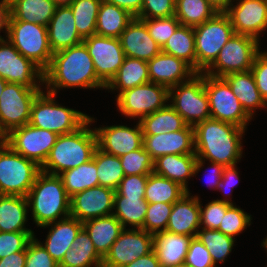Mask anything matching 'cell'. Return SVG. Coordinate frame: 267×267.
<instances>
[{
	"mask_svg": "<svg viewBox=\"0 0 267 267\" xmlns=\"http://www.w3.org/2000/svg\"><path fill=\"white\" fill-rule=\"evenodd\" d=\"M204 162L196 154H168L154 160L153 172L178 183L187 191V180L201 170Z\"/></svg>",
	"mask_w": 267,
	"mask_h": 267,
	"instance_id": "cb8c5ba5",
	"label": "cell"
},
{
	"mask_svg": "<svg viewBox=\"0 0 267 267\" xmlns=\"http://www.w3.org/2000/svg\"><path fill=\"white\" fill-rule=\"evenodd\" d=\"M244 133V128L212 118L199 122L194 126L196 157L224 166L236 165L242 157Z\"/></svg>",
	"mask_w": 267,
	"mask_h": 267,
	"instance_id": "7a4b0ae2",
	"label": "cell"
},
{
	"mask_svg": "<svg viewBox=\"0 0 267 267\" xmlns=\"http://www.w3.org/2000/svg\"><path fill=\"white\" fill-rule=\"evenodd\" d=\"M153 250V234L143 229H124L103 259L102 267H123Z\"/></svg>",
	"mask_w": 267,
	"mask_h": 267,
	"instance_id": "2e32d148",
	"label": "cell"
},
{
	"mask_svg": "<svg viewBox=\"0 0 267 267\" xmlns=\"http://www.w3.org/2000/svg\"><path fill=\"white\" fill-rule=\"evenodd\" d=\"M148 203L144 197H123L115 192L113 215L120 221L124 229L127 224L132 229H142Z\"/></svg>",
	"mask_w": 267,
	"mask_h": 267,
	"instance_id": "d590c367",
	"label": "cell"
},
{
	"mask_svg": "<svg viewBox=\"0 0 267 267\" xmlns=\"http://www.w3.org/2000/svg\"><path fill=\"white\" fill-rule=\"evenodd\" d=\"M257 39L234 34L221 48L215 61L203 72L223 78L226 75L251 70L256 55L260 52Z\"/></svg>",
	"mask_w": 267,
	"mask_h": 267,
	"instance_id": "30bf717a",
	"label": "cell"
},
{
	"mask_svg": "<svg viewBox=\"0 0 267 267\" xmlns=\"http://www.w3.org/2000/svg\"><path fill=\"white\" fill-rule=\"evenodd\" d=\"M55 96L48 92L44 93L43 90L36 96L31 106L29 124L58 135L76 131L89 116L57 104Z\"/></svg>",
	"mask_w": 267,
	"mask_h": 267,
	"instance_id": "5b68a950",
	"label": "cell"
},
{
	"mask_svg": "<svg viewBox=\"0 0 267 267\" xmlns=\"http://www.w3.org/2000/svg\"><path fill=\"white\" fill-rule=\"evenodd\" d=\"M6 38L25 58L30 59L43 72L49 67L53 52L48 30L44 25L19 20H8Z\"/></svg>",
	"mask_w": 267,
	"mask_h": 267,
	"instance_id": "8992f818",
	"label": "cell"
},
{
	"mask_svg": "<svg viewBox=\"0 0 267 267\" xmlns=\"http://www.w3.org/2000/svg\"><path fill=\"white\" fill-rule=\"evenodd\" d=\"M184 263L190 267H218L215 266L208 249L197 237L191 239Z\"/></svg>",
	"mask_w": 267,
	"mask_h": 267,
	"instance_id": "db71d44e",
	"label": "cell"
},
{
	"mask_svg": "<svg viewBox=\"0 0 267 267\" xmlns=\"http://www.w3.org/2000/svg\"><path fill=\"white\" fill-rule=\"evenodd\" d=\"M57 6H70L74 0H52Z\"/></svg>",
	"mask_w": 267,
	"mask_h": 267,
	"instance_id": "003e7915",
	"label": "cell"
},
{
	"mask_svg": "<svg viewBox=\"0 0 267 267\" xmlns=\"http://www.w3.org/2000/svg\"><path fill=\"white\" fill-rule=\"evenodd\" d=\"M251 215H248L244 210L231 204L220 223L217 230L223 234L234 238L239 233L243 232L247 226L251 225Z\"/></svg>",
	"mask_w": 267,
	"mask_h": 267,
	"instance_id": "7dc6e473",
	"label": "cell"
},
{
	"mask_svg": "<svg viewBox=\"0 0 267 267\" xmlns=\"http://www.w3.org/2000/svg\"><path fill=\"white\" fill-rule=\"evenodd\" d=\"M210 4L218 11L225 12L234 0H208Z\"/></svg>",
	"mask_w": 267,
	"mask_h": 267,
	"instance_id": "e7e4bbea",
	"label": "cell"
},
{
	"mask_svg": "<svg viewBox=\"0 0 267 267\" xmlns=\"http://www.w3.org/2000/svg\"><path fill=\"white\" fill-rule=\"evenodd\" d=\"M104 1L114 4L128 11L134 17H137L140 14L143 2V0H104Z\"/></svg>",
	"mask_w": 267,
	"mask_h": 267,
	"instance_id": "680465c9",
	"label": "cell"
},
{
	"mask_svg": "<svg viewBox=\"0 0 267 267\" xmlns=\"http://www.w3.org/2000/svg\"><path fill=\"white\" fill-rule=\"evenodd\" d=\"M93 159L97 167L99 185L116 190L125 177L120 157L106 153L96 148Z\"/></svg>",
	"mask_w": 267,
	"mask_h": 267,
	"instance_id": "b9f144b4",
	"label": "cell"
},
{
	"mask_svg": "<svg viewBox=\"0 0 267 267\" xmlns=\"http://www.w3.org/2000/svg\"><path fill=\"white\" fill-rule=\"evenodd\" d=\"M97 148L121 157L143 146V132L140 122L134 128L113 125L95 128Z\"/></svg>",
	"mask_w": 267,
	"mask_h": 267,
	"instance_id": "ffe728a7",
	"label": "cell"
},
{
	"mask_svg": "<svg viewBox=\"0 0 267 267\" xmlns=\"http://www.w3.org/2000/svg\"><path fill=\"white\" fill-rule=\"evenodd\" d=\"M102 0H74L72 10L77 32L82 39L95 34L99 6Z\"/></svg>",
	"mask_w": 267,
	"mask_h": 267,
	"instance_id": "7bdbcfd3",
	"label": "cell"
},
{
	"mask_svg": "<svg viewBox=\"0 0 267 267\" xmlns=\"http://www.w3.org/2000/svg\"><path fill=\"white\" fill-rule=\"evenodd\" d=\"M204 86L211 118L246 129L253 117L244 110L229 84L223 78L204 74Z\"/></svg>",
	"mask_w": 267,
	"mask_h": 267,
	"instance_id": "8fae6325",
	"label": "cell"
},
{
	"mask_svg": "<svg viewBox=\"0 0 267 267\" xmlns=\"http://www.w3.org/2000/svg\"><path fill=\"white\" fill-rule=\"evenodd\" d=\"M19 0H5L4 3L8 6V8L10 9L16 2H18Z\"/></svg>",
	"mask_w": 267,
	"mask_h": 267,
	"instance_id": "89a4df30",
	"label": "cell"
},
{
	"mask_svg": "<svg viewBox=\"0 0 267 267\" xmlns=\"http://www.w3.org/2000/svg\"><path fill=\"white\" fill-rule=\"evenodd\" d=\"M123 267H161V265L156 252L153 250L149 254L139 257Z\"/></svg>",
	"mask_w": 267,
	"mask_h": 267,
	"instance_id": "94428289",
	"label": "cell"
},
{
	"mask_svg": "<svg viewBox=\"0 0 267 267\" xmlns=\"http://www.w3.org/2000/svg\"><path fill=\"white\" fill-rule=\"evenodd\" d=\"M83 43L92 57L97 77L107 85L125 59L119 38L94 34L83 39Z\"/></svg>",
	"mask_w": 267,
	"mask_h": 267,
	"instance_id": "e0dca14e",
	"label": "cell"
},
{
	"mask_svg": "<svg viewBox=\"0 0 267 267\" xmlns=\"http://www.w3.org/2000/svg\"><path fill=\"white\" fill-rule=\"evenodd\" d=\"M26 198L39 227L70 216V197L59 175L40 171Z\"/></svg>",
	"mask_w": 267,
	"mask_h": 267,
	"instance_id": "277c9868",
	"label": "cell"
},
{
	"mask_svg": "<svg viewBox=\"0 0 267 267\" xmlns=\"http://www.w3.org/2000/svg\"><path fill=\"white\" fill-rule=\"evenodd\" d=\"M172 208L173 204L164 202L148 203L142 229L153 235L166 231Z\"/></svg>",
	"mask_w": 267,
	"mask_h": 267,
	"instance_id": "bcb514c9",
	"label": "cell"
},
{
	"mask_svg": "<svg viewBox=\"0 0 267 267\" xmlns=\"http://www.w3.org/2000/svg\"><path fill=\"white\" fill-rule=\"evenodd\" d=\"M211 166L210 168H212V174L209 173L208 175H210V177H208L207 179V183H208V186L210 188H213L214 190L216 189L217 187V184L220 182L221 180V177L223 175V170H224V165L222 164H219V163H214V162H211Z\"/></svg>",
	"mask_w": 267,
	"mask_h": 267,
	"instance_id": "6125c7cd",
	"label": "cell"
},
{
	"mask_svg": "<svg viewBox=\"0 0 267 267\" xmlns=\"http://www.w3.org/2000/svg\"><path fill=\"white\" fill-rule=\"evenodd\" d=\"M189 189L173 204L166 231L196 237L200 230V200L190 196Z\"/></svg>",
	"mask_w": 267,
	"mask_h": 267,
	"instance_id": "d4e9b609",
	"label": "cell"
},
{
	"mask_svg": "<svg viewBox=\"0 0 267 267\" xmlns=\"http://www.w3.org/2000/svg\"><path fill=\"white\" fill-rule=\"evenodd\" d=\"M91 122L95 121L89 116L88 120L76 131L59 135L41 171L60 175L64 171L91 160L97 148L95 130L89 129Z\"/></svg>",
	"mask_w": 267,
	"mask_h": 267,
	"instance_id": "3957f363",
	"label": "cell"
},
{
	"mask_svg": "<svg viewBox=\"0 0 267 267\" xmlns=\"http://www.w3.org/2000/svg\"><path fill=\"white\" fill-rule=\"evenodd\" d=\"M143 146L153 160L168 154H195L194 127L158 135H143Z\"/></svg>",
	"mask_w": 267,
	"mask_h": 267,
	"instance_id": "44dd1931",
	"label": "cell"
},
{
	"mask_svg": "<svg viewBox=\"0 0 267 267\" xmlns=\"http://www.w3.org/2000/svg\"><path fill=\"white\" fill-rule=\"evenodd\" d=\"M57 5L52 0H19L9 9L8 20L48 26Z\"/></svg>",
	"mask_w": 267,
	"mask_h": 267,
	"instance_id": "e575fe53",
	"label": "cell"
},
{
	"mask_svg": "<svg viewBox=\"0 0 267 267\" xmlns=\"http://www.w3.org/2000/svg\"><path fill=\"white\" fill-rule=\"evenodd\" d=\"M238 181H239V176L236 169V165L225 166L223 170V175L221 177L220 182L217 184L216 189L224 192L225 195V189L226 188L229 190L232 189L233 187H235Z\"/></svg>",
	"mask_w": 267,
	"mask_h": 267,
	"instance_id": "6f0895ef",
	"label": "cell"
},
{
	"mask_svg": "<svg viewBox=\"0 0 267 267\" xmlns=\"http://www.w3.org/2000/svg\"><path fill=\"white\" fill-rule=\"evenodd\" d=\"M196 50V72L203 73L217 58L221 48L235 34L225 12H217L211 19L193 28Z\"/></svg>",
	"mask_w": 267,
	"mask_h": 267,
	"instance_id": "52a82bcc",
	"label": "cell"
},
{
	"mask_svg": "<svg viewBox=\"0 0 267 267\" xmlns=\"http://www.w3.org/2000/svg\"><path fill=\"white\" fill-rule=\"evenodd\" d=\"M172 267H190V266H188V265H186L185 263H183V264L176 265V266H172Z\"/></svg>",
	"mask_w": 267,
	"mask_h": 267,
	"instance_id": "8c879c8a",
	"label": "cell"
},
{
	"mask_svg": "<svg viewBox=\"0 0 267 267\" xmlns=\"http://www.w3.org/2000/svg\"><path fill=\"white\" fill-rule=\"evenodd\" d=\"M59 176L69 197L99 185L97 167L93 157L76 168L62 172Z\"/></svg>",
	"mask_w": 267,
	"mask_h": 267,
	"instance_id": "ab89813d",
	"label": "cell"
},
{
	"mask_svg": "<svg viewBox=\"0 0 267 267\" xmlns=\"http://www.w3.org/2000/svg\"><path fill=\"white\" fill-rule=\"evenodd\" d=\"M6 143H7V134L0 125V146L5 145Z\"/></svg>",
	"mask_w": 267,
	"mask_h": 267,
	"instance_id": "03108f58",
	"label": "cell"
},
{
	"mask_svg": "<svg viewBox=\"0 0 267 267\" xmlns=\"http://www.w3.org/2000/svg\"><path fill=\"white\" fill-rule=\"evenodd\" d=\"M71 246L58 264L59 267H102L103 258L97 253L84 228L80 230Z\"/></svg>",
	"mask_w": 267,
	"mask_h": 267,
	"instance_id": "1f68e13d",
	"label": "cell"
},
{
	"mask_svg": "<svg viewBox=\"0 0 267 267\" xmlns=\"http://www.w3.org/2000/svg\"><path fill=\"white\" fill-rule=\"evenodd\" d=\"M143 135H158L183 129L187 124L170 105L144 116L140 121Z\"/></svg>",
	"mask_w": 267,
	"mask_h": 267,
	"instance_id": "8d00e7d4",
	"label": "cell"
},
{
	"mask_svg": "<svg viewBox=\"0 0 267 267\" xmlns=\"http://www.w3.org/2000/svg\"><path fill=\"white\" fill-rule=\"evenodd\" d=\"M25 267H59L35 236L26 247Z\"/></svg>",
	"mask_w": 267,
	"mask_h": 267,
	"instance_id": "816d5d0a",
	"label": "cell"
},
{
	"mask_svg": "<svg viewBox=\"0 0 267 267\" xmlns=\"http://www.w3.org/2000/svg\"><path fill=\"white\" fill-rule=\"evenodd\" d=\"M58 136V134L49 130L26 124L11 130L7 134L6 144L16 153L42 167Z\"/></svg>",
	"mask_w": 267,
	"mask_h": 267,
	"instance_id": "5bb4252c",
	"label": "cell"
},
{
	"mask_svg": "<svg viewBox=\"0 0 267 267\" xmlns=\"http://www.w3.org/2000/svg\"><path fill=\"white\" fill-rule=\"evenodd\" d=\"M150 36L162 48L167 40L172 36L181 23L176 19L175 15L163 18L141 19Z\"/></svg>",
	"mask_w": 267,
	"mask_h": 267,
	"instance_id": "c3c4849f",
	"label": "cell"
},
{
	"mask_svg": "<svg viewBox=\"0 0 267 267\" xmlns=\"http://www.w3.org/2000/svg\"><path fill=\"white\" fill-rule=\"evenodd\" d=\"M176 0H143L138 19L163 18L175 15Z\"/></svg>",
	"mask_w": 267,
	"mask_h": 267,
	"instance_id": "f5cc1de1",
	"label": "cell"
},
{
	"mask_svg": "<svg viewBox=\"0 0 267 267\" xmlns=\"http://www.w3.org/2000/svg\"><path fill=\"white\" fill-rule=\"evenodd\" d=\"M233 204L229 199L212 200L202 208L200 204V225L205 229H218L227 208Z\"/></svg>",
	"mask_w": 267,
	"mask_h": 267,
	"instance_id": "681fc988",
	"label": "cell"
},
{
	"mask_svg": "<svg viewBox=\"0 0 267 267\" xmlns=\"http://www.w3.org/2000/svg\"><path fill=\"white\" fill-rule=\"evenodd\" d=\"M147 63L150 82L163 85L168 89L187 82L197 74L184 60L162 51Z\"/></svg>",
	"mask_w": 267,
	"mask_h": 267,
	"instance_id": "7402d4cb",
	"label": "cell"
},
{
	"mask_svg": "<svg viewBox=\"0 0 267 267\" xmlns=\"http://www.w3.org/2000/svg\"><path fill=\"white\" fill-rule=\"evenodd\" d=\"M170 105L182 116L187 125L210 119L209 98L204 86V73L195 74L187 82L169 89Z\"/></svg>",
	"mask_w": 267,
	"mask_h": 267,
	"instance_id": "9c48e42d",
	"label": "cell"
},
{
	"mask_svg": "<svg viewBox=\"0 0 267 267\" xmlns=\"http://www.w3.org/2000/svg\"><path fill=\"white\" fill-rule=\"evenodd\" d=\"M51 226L45 243H41L50 256L59 264L64 254L72 247L83 223L71 216L41 227Z\"/></svg>",
	"mask_w": 267,
	"mask_h": 267,
	"instance_id": "4316f807",
	"label": "cell"
},
{
	"mask_svg": "<svg viewBox=\"0 0 267 267\" xmlns=\"http://www.w3.org/2000/svg\"><path fill=\"white\" fill-rule=\"evenodd\" d=\"M169 101V89L163 85L148 82L125 90L117 95L119 111L126 117L139 118L164 108Z\"/></svg>",
	"mask_w": 267,
	"mask_h": 267,
	"instance_id": "7c38bea8",
	"label": "cell"
},
{
	"mask_svg": "<svg viewBox=\"0 0 267 267\" xmlns=\"http://www.w3.org/2000/svg\"><path fill=\"white\" fill-rule=\"evenodd\" d=\"M148 175H128L119 183L115 192L123 197H145Z\"/></svg>",
	"mask_w": 267,
	"mask_h": 267,
	"instance_id": "11a10c76",
	"label": "cell"
},
{
	"mask_svg": "<svg viewBox=\"0 0 267 267\" xmlns=\"http://www.w3.org/2000/svg\"><path fill=\"white\" fill-rule=\"evenodd\" d=\"M83 228L88 233L97 253L103 259L124 230L120 221L113 214L85 221Z\"/></svg>",
	"mask_w": 267,
	"mask_h": 267,
	"instance_id": "f1b7e54d",
	"label": "cell"
},
{
	"mask_svg": "<svg viewBox=\"0 0 267 267\" xmlns=\"http://www.w3.org/2000/svg\"><path fill=\"white\" fill-rule=\"evenodd\" d=\"M6 84H7V81L4 80V79L0 76V97H1L2 91H3V89L5 88Z\"/></svg>",
	"mask_w": 267,
	"mask_h": 267,
	"instance_id": "a7ac6f4b",
	"label": "cell"
},
{
	"mask_svg": "<svg viewBox=\"0 0 267 267\" xmlns=\"http://www.w3.org/2000/svg\"><path fill=\"white\" fill-rule=\"evenodd\" d=\"M162 52L184 60L196 71V50L193 27L180 25L162 47Z\"/></svg>",
	"mask_w": 267,
	"mask_h": 267,
	"instance_id": "74e56055",
	"label": "cell"
},
{
	"mask_svg": "<svg viewBox=\"0 0 267 267\" xmlns=\"http://www.w3.org/2000/svg\"><path fill=\"white\" fill-rule=\"evenodd\" d=\"M47 30L53 53L83 42L77 32L74 15L69 6H57L52 19L48 23Z\"/></svg>",
	"mask_w": 267,
	"mask_h": 267,
	"instance_id": "484cf974",
	"label": "cell"
},
{
	"mask_svg": "<svg viewBox=\"0 0 267 267\" xmlns=\"http://www.w3.org/2000/svg\"><path fill=\"white\" fill-rule=\"evenodd\" d=\"M8 17H9V8L1 0L0 1V31H2V29H5V32H7ZM1 39H4V38H2V36H0V40Z\"/></svg>",
	"mask_w": 267,
	"mask_h": 267,
	"instance_id": "be15d7a7",
	"label": "cell"
},
{
	"mask_svg": "<svg viewBox=\"0 0 267 267\" xmlns=\"http://www.w3.org/2000/svg\"><path fill=\"white\" fill-rule=\"evenodd\" d=\"M115 190L95 186L70 197V216L85 222L113 213Z\"/></svg>",
	"mask_w": 267,
	"mask_h": 267,
	"instance_id": "ac0fdd59",
	"label": "cell"
},
{
	"mask_svg": "<svg viewBox=\"0 0 267 267\" xmlns=\"http://www.w3.org/2000/svg\"><path fill=\"white\" fill-rule=\"evenodd\" d=\"M40 171L41 167L34 161L7 144L0 146V195L26 197Z\"/></svg>",
	"mask_w": 267,
	"mask_h": 267,
	"instance_id": "ba28073f",
	"label": "cell"
},
{
	"mask_svg": "<svg viewBox=\"0 0 267 267\" xmlns=\"http://www.w3.org/2000/svg\"><path fill=\"white\" fill-rule=\"evenodd\" d=\"M256 86L261 97L267 103V52H259L251 67Z\"/></svg>",
	"mask_w": 267,
	"mask_h": 267,
	"instance_id": "9f6ffc18",
	"label": "cell"
},
{
	"mask_svg": "<svg viewBox=\"0 0 267 267\" xmlns=\"http://www.w3.org/2000/svg\"><path fill=\"white\" fill-rule=\"evenodd\" d=\"M218 11L208 0H176L175 17L189 27H196L211 19Z\"/></svg>",
	"mask_w": 267,
	"mask_h": 267,
	"instance_id": "60d3db41",
	"label": "cell"
},
{
	"mask_svg": "<svg viewBox=\"0 0 267 267\" xmlns=\"http://www.w3.org/2000/svg\"><path fill=\"white\" fill-rule=\"evenodd\" d=\"M223 79L229 84L244 110L252 117L256 109L267 107L257 89L251 70L226 75Z\"/></svg>",
	"mask_w": 267,
	"mask_h": 267,
	"instance_id": "f546056e",
	"label": "cell"
},
{
	"mask_svg": "<svg viewBox=\"0 0 267 267\" xmlns=\"http://www.w3.org/2000/svg\"><path fill=\"white\" fill-rule=\"evenodd\" d=\"M196 237L208 249L215 266L218 261L219 263L225 261V258L231 253L235 242V238L227 236L217 229L202 228L197 232Z\"/></svg>",
	"mask_w": 267,
	"mask_h": 267,
	"instance_id": "ee69618b",
	"label": "cell"
},
{
	"mask_svg": "<svg viewBox=\"0 0 267 267\" xmlns=\"http://www.w3.org/2000/svg\"><path fill=\"white\" fill-rule=\"evenodd\" d=\"M150 82L148 63L137 58L125 57L119 71L106 85L105 89L125 90Z\"/></svg>",
	"mask_w": 267,
	"mask_h": 267,
	"instance_id": "836d02e7",
	"label": "cell"
},
{
	"mask_svg": "<svg viewBox=\"0 0 267 267\" xmlns=\"http://www.w3.org/2000/svg\"><path fill=\"white\" fill-rule=\"evenodd\" d=\"M41 91L7 82L0 97V125L6 134L29 124L32 103Z\"/></svg>",
	"mask_w": 267,
	"mask_h": 267,
	"instance_id": "4fadbf2b",
	"label": "cell"
},
{
	"mask_svg": "<svg viewBox=\"0 0 267 267\" xmlns=\"http://www.w3.org/2000/svg\"><path fill=\"white\" fill-rule=\"evenodd\" d=\"M26 249L0 259V267H25Z\"/></svg>",
	"mask_w": 267,
	"mask_h": 267,
	"instance_id": "91938a15",
	"label": "cell"
},
{
	"mask_svg": "<svg viewBox=\"0 0 267 267\" xmlns=\"http://www.w3.org/2000/svg\"><path fill=\"white\" fill-rule=\"evenodd\" d=\"M185 193L186 190L178 183L152 172L148 175L144 199L147 203L174 204Z\"/></svg>",
	"mask_w": 267,
	"mask_h": 267,
	"instance_id": "f35d334b",
	"label": "cell"
},
{
	"mask_svg": "<svg viewBox=\"0 0 267 267\" xmlns=\"http://www.w3.org/2000/svg\"><path fill=\"white\" fill-rule=\"evenodd\" d=\"M0 76L27 88H41L40 82L43 84V71L20 54L8 39L0 40Z\"/></svg>",
	"mask_w": 267,
	"mask_h": 267,
	"instance_id": "9a60e30c",
	"label": "cell"
},
{
	"mask_svg": "<svg viewBox=\"0 0 267 267\" xmlns=\"http://www.w3.org/2000/svg\"><path fill=\"white\" fill-rule=\"evenodd\" d=\"M125 176L149 175L154 170V160L144 146L120 157Z\"/></svg>",
	"mask_w": 267,
	"mask_h": 267,
	"instance_id": "f6af8a7d",
	"label": "cell"
},
{
	"mask_svg": "<svg viewBox=\"0 0 267 267\" xmlns=\"http://www.w3.org/2000/svg\"><path fill=\"white\" fill-rule=\"evenodd\" d=\"M34 232H1L0 231V259L11 253L24 251Z\"/></svg>",
	"mask_w": 267,
	"mask_h": 267,
	"instance_id": "f907efd6",
	"label": "cell"
},
{
	"mask_svg": "<svg viewBox=\"0 0 267 267\" xmlns=\"http://www.w3.org/2000/svg\"><path fill=\"white\" fill-rule=\"evenodd\" d=\"M133 19L134 16L128 11L102 0L98 10L95 34L119 38Z\"/></svg>",
	"mask_w": 267,
	"mask_h": 267,
	"instance_id": "d6a6232c",
	"label": "cell"
},
{
	"mask_svg": "<svg viewBox=\"0 0 267 267\" xmlns=\"http://www.w3.org/2000/svg\"><path fill=\"white\" fill-rule=\"evenodd\" d=\"M236 4L232 3L225 11L235 34L259 41L261 32L267 28V0H239Z\"/></svg>",
	"mask_w": 267,
	"mask_h": 267,
	"instance_id": "d6986e66",
	"label": "cell"
},
{
	"mask_svg": "<svg viewBox=\"0 0 267 267\" xmlns=\"http://www.w3.org/2000/svg\"><path fill=\"white\" fill-rule=\"evenodd\" d=\"M192 238L169 231H162L154 235V251L161 267L183 264Z\"/></svg>",
	"mask_w": 267,
	"mask_h": 267,
	"instance_id": "83f0119b",
	"label": "cell"
},
{
	"mask_svg": "<svg viewBox=\"0 0 267 267\" xmlns=\"http://www.w3.org/2000/svg\"><path fill=\"white\" fill-rule=\"evenodd\" d=\"M262 244V246L264 247V248H266V251H267V237L263 240V242L261 243ZM267 267V266H266Z\"/></svg>",
	"mask_w": 267,
	"mask_h": 267,
	"instance_id": "2644e50d",
	"label": "cell"
},
{
	"mask_svg": "<svg viewBox=\"0 0 267 267\" xmlns=\"http://www.w3.org/2000/svg\"><path fill=\"white\" fill-rule=\"evenodd\" d=\"M28 201L25 196L0 195V231L33 232L26 228Z\"/></svg>",
	"mask_w": 267,
	"mask_h": 267,
	"instance_id": "4dcf8cb0",
	"label": "cell"
},
{
	"mask_svg": "<svg viewBox=\"0 0 267 267\" xmlns=\"http://www.w3.org/2000/svg\"><path fill=\"white\" fill-rule=\"evenodd\" d=\"M119 40L125 57L148 62L162 51L160 45L150 36L145 23L136 17L122 32Z\"/></svg>",
	"mask_w": 267,
	"mask_h": 267,
	"instance_id": "603a6c76",
	"label": "cell"
},
{
	"mask_svg": "<svg viewBox=\"0 0 267 267\" xmlns=\"http://www.w3.org/2000/svg\"><path fill=\"white\" fill-rule=\"evenodd\" d=\"M43 84L47 86L46 92L54 95L60 88L106 87L97 77L92 57L83 42L53 53L49 67L43 72Z\"/></svg>",
	"mask_w": 267,
	"mask_h": 267,
	"instance_id": "6da1fadb",
	"label": "cell"
}]
</instances>
